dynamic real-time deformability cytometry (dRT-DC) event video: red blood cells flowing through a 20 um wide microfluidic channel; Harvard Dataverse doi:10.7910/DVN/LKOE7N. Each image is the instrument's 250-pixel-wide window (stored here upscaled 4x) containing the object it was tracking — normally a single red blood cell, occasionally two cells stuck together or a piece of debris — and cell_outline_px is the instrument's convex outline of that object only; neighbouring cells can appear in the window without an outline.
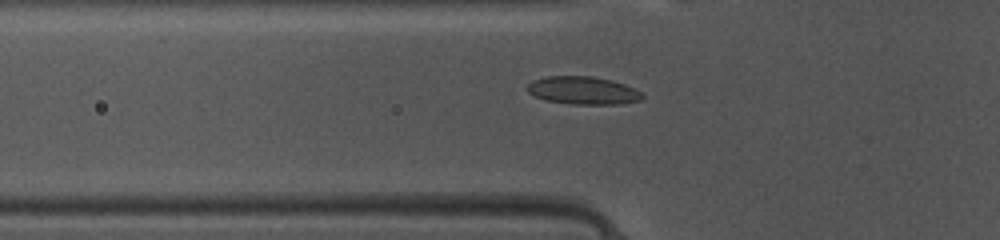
{"species": "common noctule bat (a hibernating species)", "species_latin": "Nyctalus noctula", "temperature_condition": "warm", "stored_images_in_passage": 46, "camera_frame_rate_fps": 3000, "um_per_image_px": 0.085, "animal": {"sex": "female", "body_mass_g": 10.0, "forearm_length_mm": 53.1}, "frame": {"image": 1, "passage_image": 17, "time_ms": 5.333, "image_size_px": [1000, 240], "cell_outline_px": [[644, 96], [640, 100], [620, 104], [572, 104], [544, 100], [528, 92], [524, 88], [532, 80], [548, 76], [592, 76], [612, 80], [624, 84], [640, 92]], "centroid_in_image_um": [49.51, 7.68], "position_along_channel_um": 76.3, "area_um2": 18.67}}
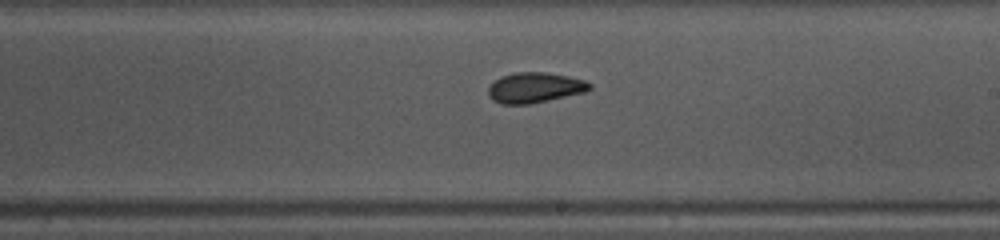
{"frame": {"image": 2, "passage_image": 29, "time_ms": 9.333, "image_size_px": [1000, 240], "cell_outline_px": [[592, 88], [584, 92], [548, 100], [528, 104], [500, 104], [492, 100], [488, 96], [488, 88], [500, 76], [516, 72], [548, 72], [568, 76], [584, 80], [592, 84]], "centroid_in_image_um": [45.44, 7.44], "position_along_channel_um": 243.6, "area_um2": 17.92}}
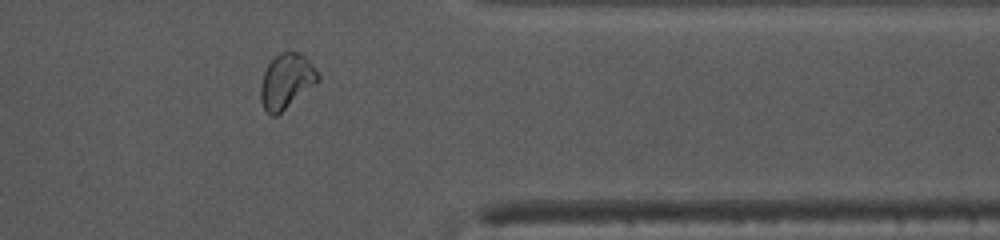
{"frame": {"image": 3, "passage_image": 40, "time_ms": 13.0, "image_size_px": [1000, 240], "cell_outline_px": [[320, 80], [276, 116], [272, 116], [264, 108], [260, 100], [260, 88], [264, 72], [268, 64], [280, 52], [300, 52], [312, 64], [320, 76]], "centroid_in_image_um": [24.34, 6.89], "position_along_channel_um": 387.1, "area_um2": 18.09}}